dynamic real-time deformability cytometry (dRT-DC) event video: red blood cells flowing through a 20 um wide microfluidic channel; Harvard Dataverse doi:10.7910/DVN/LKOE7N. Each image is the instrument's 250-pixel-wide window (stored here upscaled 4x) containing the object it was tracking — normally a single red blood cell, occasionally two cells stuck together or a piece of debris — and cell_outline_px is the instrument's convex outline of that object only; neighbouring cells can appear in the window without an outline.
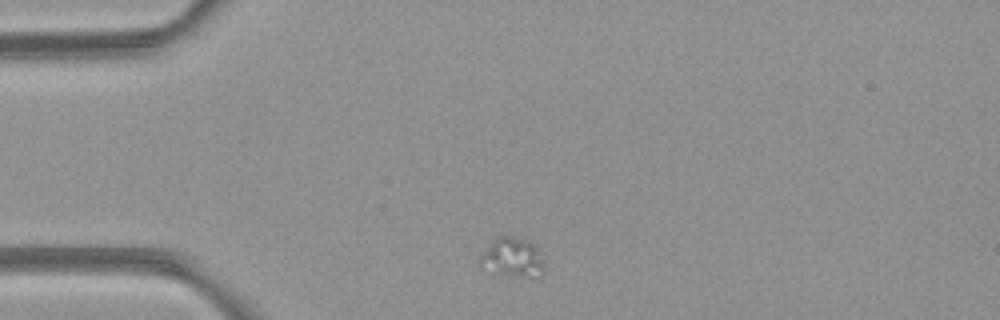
{"species": "common noctule bat (a hibernating species)", "species_latin": "Nyctalus noctula", "temperature_condition": "room temperature", "stored_images_in_passage": 5, "camera_frame_rate_fps": 3000, "um_per_image_px": 0.085, "animal": {"sex": "female", "body_mass_g": 21.9}, "frame": {"image": 1, "passage_image": 5, "time_ms": 4.333, "image_size_px": [1000, 320], "cell_outline_px": [[544, 268], [540, 276], [520, 276], [480, 268], [480, 256], [492, 240], [496, 236], [512, 236], [528, 240], [540, 248]], "centroid_in_image_um": [43.58, 21.84], "position_along_channel_um": 41.4, "area_um2": 14.57}}